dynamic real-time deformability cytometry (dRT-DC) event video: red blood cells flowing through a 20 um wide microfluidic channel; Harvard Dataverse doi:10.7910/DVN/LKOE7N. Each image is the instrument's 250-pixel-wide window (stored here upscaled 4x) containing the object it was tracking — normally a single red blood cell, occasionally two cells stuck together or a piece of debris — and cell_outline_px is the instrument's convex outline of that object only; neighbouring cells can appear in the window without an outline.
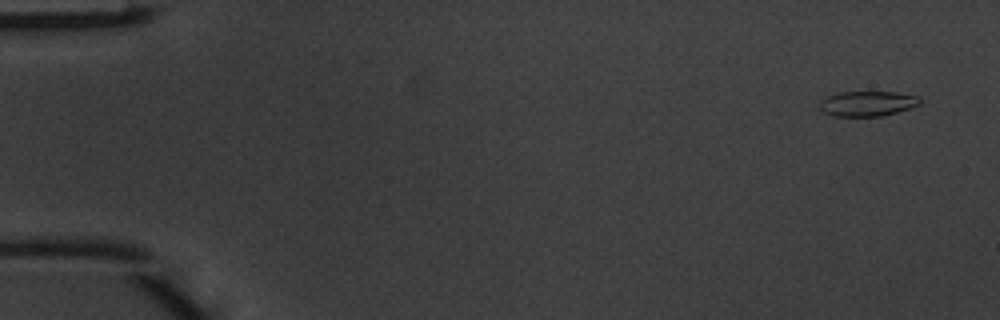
{"species": "common noctule bat (a hibernating species)", "species_latin": "Nyctalus noctula", "temperature_condition": "warm", "stored_images_in_passage": 5, "camera_frame_rate_fps": 3000, "um_per_image_px": 0.085, "animal": {"sex": "male", "body_mass_g": 20.1, "forearm_length_mm": 53.5}, "frame": {"image": 1, "passage_image": 1, "time_ms": 0.0, "image_size_px": [1000, 320], "cell_outline_px": [[920, 104], [912, 108], [880, 116], [832, 116], [824, 112], [820, 108], [820, 100], [824, 96], [836, 92], [896, 92], [916, 96], [920, 100]], "centroid_in_image_um": [73.68, 8.8], "position_along_channel_um": 11.3, "area_um2": 14.74}}